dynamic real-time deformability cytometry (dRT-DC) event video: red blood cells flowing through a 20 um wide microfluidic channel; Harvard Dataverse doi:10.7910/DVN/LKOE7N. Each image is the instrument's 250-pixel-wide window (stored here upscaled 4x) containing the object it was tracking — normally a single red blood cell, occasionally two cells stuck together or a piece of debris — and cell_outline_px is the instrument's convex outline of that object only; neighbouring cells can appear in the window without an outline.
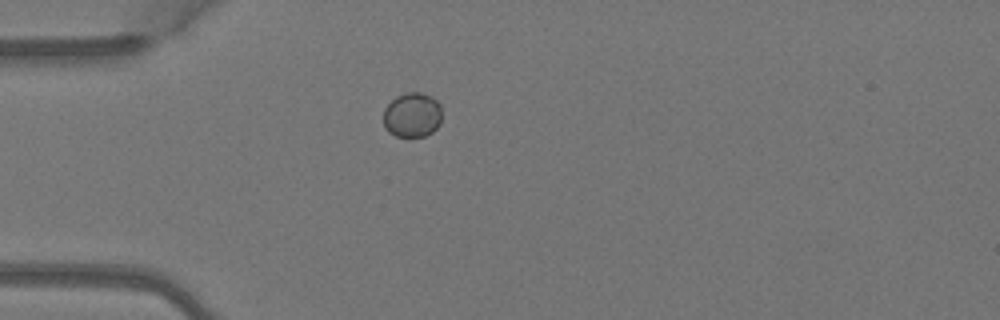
{"species": "Egyptian fruit bat (a non-hibernating species)", "species_latin": "Rousettus aegyptiacus", "temperature_condition": "warm", "stored_images_in_passage": 1, "camera_frame_rate_fps": 3000, "um_per_image_px": 0.085, "animal": {"sex": "female"}, "frame": {"image": 1, "passage_image": 1, "time_ms": 0.0, "image_size_px": [1000, 320], "cell_outline_px": [[440, 124], [432, 132], [424, 136], [396, 136], [388, 132], [384, 128], [384, 108], [396, 96], [408, 92], [420, 92], [432, 96], [440, 104]], "centroid_in_image_um": [35.03, 9.76], "position_along_channel_um": 50.0, "area_um2": 15.26}}